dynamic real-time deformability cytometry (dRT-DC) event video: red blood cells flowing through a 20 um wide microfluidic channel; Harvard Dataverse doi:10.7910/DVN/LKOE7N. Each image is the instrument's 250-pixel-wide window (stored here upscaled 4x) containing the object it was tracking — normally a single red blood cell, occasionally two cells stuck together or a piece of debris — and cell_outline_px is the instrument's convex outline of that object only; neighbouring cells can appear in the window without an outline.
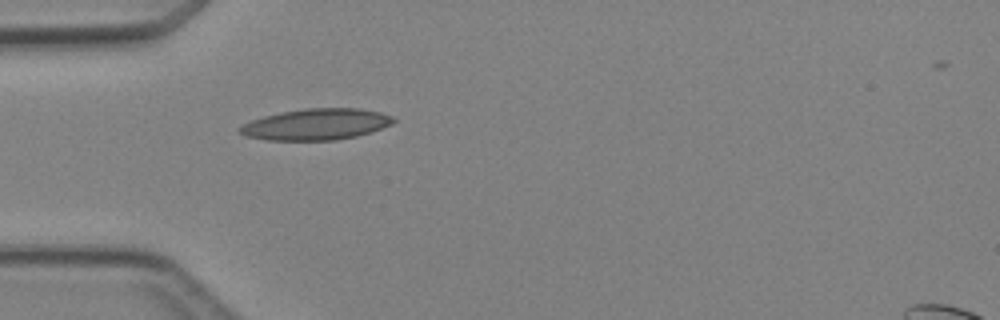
{"species": "Egyptian fruit bat (a non-hibernating species)", "species_latin": "Rousettus aegyptiacus", "temperature_condition": "cold", "stored_images_in_passage": 6, "camera_frame_rate_fps": 3000, "um_per_image_px": 0.085, "animal": {"sex": "female"}, "frame": {"image": 1, "passage_image": 6, "time_ms": 7.0, "image_size_px": [1000, 320], "cell_outline_px": [[396, 120], [392, 124], [356, 136], [336, 140], [268, 140], [244, 136], [236, 128], [252, 120], [264, 116], [280, 112], [304, 108], [360, 108], [380, 112], [392, 116]], "centroid_in_image_um": [26.85, 10.56], "position_along_channel_um": 58.1, "area_um2": 27.92}}